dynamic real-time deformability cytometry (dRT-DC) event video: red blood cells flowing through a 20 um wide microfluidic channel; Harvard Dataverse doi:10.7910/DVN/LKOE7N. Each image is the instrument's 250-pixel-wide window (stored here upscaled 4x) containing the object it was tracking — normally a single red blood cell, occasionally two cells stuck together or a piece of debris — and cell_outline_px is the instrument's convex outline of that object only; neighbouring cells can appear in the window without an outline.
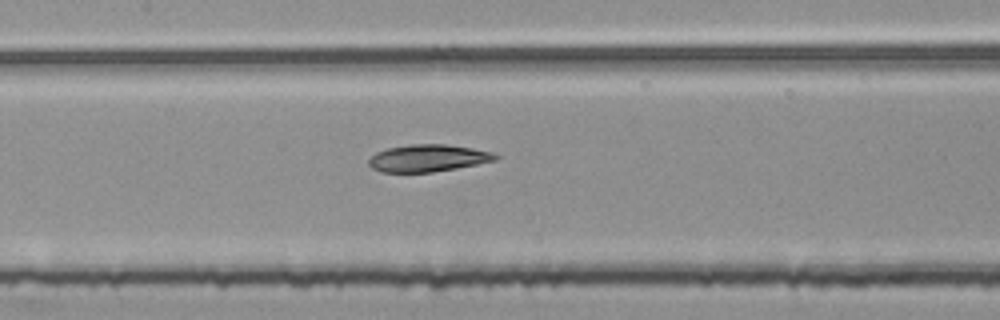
{"species": "common noctule bat (a hibernating species)", "species_latin": "Nyctalus noctula", "temperature_condition": "room temperature", "stored_images_in_passage": 48, "camera_frame_rate_fps": 3000, "um_per_image_px": 0.085, "animal": {"sex": "female", "body_mass_g": 25.1}, "frame": {"image": 1, "passage_image": 20, "time_ms": 6.333, "image_size_px": [1000, 320], "cell_outline_px": [[500, 156], [496, 160], [456, 168], [432, 172], [380, 172], [372, 168], [368, 164], [368, 160], [376, 152], [388, 148], [412, 144], [448, 144], [472, 148], [492, 152]], "centroid_in_image_um": [36.37, 13.44], "position_along_channel_um": 171.0, "area_um2": 20.0}}
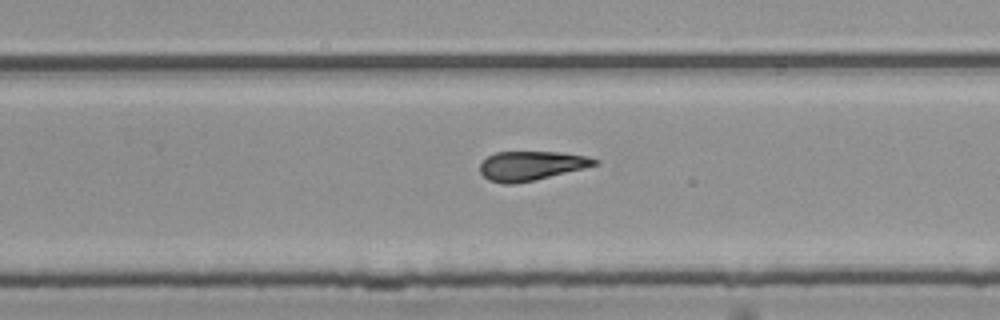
{"frame": {"image": 2, "passage_image": 29, "time_ms": 9.333, "image_size_px": [1000, 320], "cell_outline_px": [[600, 164], [584, 168], [532, 180], [512, 184], [504, 184], [488, 180], [480, 172], [480, 164], [488, 156], [496, 152], [560, 152], [588, 156], [600, 160]], "centroid_in_image_um": [45.17, 14.07], "position_along_channel_um": 284.6, "area_um2": 19.42}}
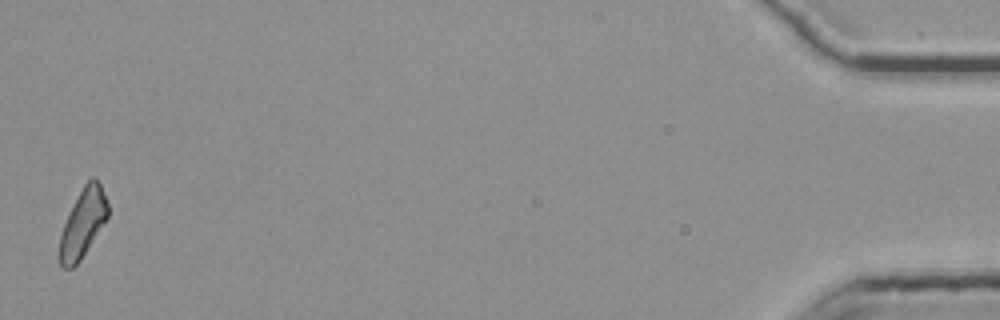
{"frame": {"image": 3, "passage_image": 48, "time_ms": 15.667, "image_size_px": [1000, 320], "cell_outline_px": [[108, 216], [80, 260], [72, 268], [64, 268], [60, 264], [60, 236], [64, 224], [84, 184], [92, 176], [96, 176], [100, 184], [108, 204]], "centroid_in_image_um": [7.06, 18.95], "position_along_channel_um": 428.1, "area_um2": 18.55}, "authors_computed_cell_mechanics": {"area_um2": 20.4034, "velocity_mm_per_s": 3.7989, "shape_relaxation_time_tau1_ms": null, "shape_relaxation_time_tau2_ms": 6.2235, "deformation_change_tau1": null, "deformation_change_tau2": 0.1799}}